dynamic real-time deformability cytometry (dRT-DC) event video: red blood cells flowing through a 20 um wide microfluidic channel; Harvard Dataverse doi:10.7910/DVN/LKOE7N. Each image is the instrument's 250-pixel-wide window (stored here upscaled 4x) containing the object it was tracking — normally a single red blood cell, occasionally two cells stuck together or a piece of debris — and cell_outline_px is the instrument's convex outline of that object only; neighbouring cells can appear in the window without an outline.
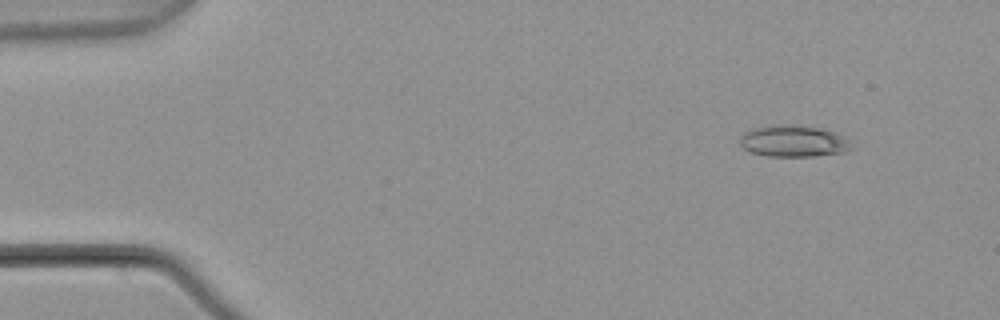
{"species": "common noctule bat (a hibernating species)", "species_latin": "Nyctalus noctula", "temperature_condition": "warm", "stored_images_in_passage": 4, "camera_frame_rate_fps": 3000, "um_per_image_px": 0.085, "animal": {"sex": "male", "body_mass_g": 21.5, "forearm_length_mm": 52.0}, "frame": {"image": 1, "passage_image": 2, "time_ms": 0.333, "image_size_px": [1000, 320], "cell_outline_px": [[856, 148], [844, 152], [812, 156], [768, 156], [752, 152], [744, 148], [740, 144], [740, 136], [744, 132], [756, 128], [772, 124], [784, 124], [820, 128], [832, 132], [848, 140]], "centroid_in_image_um": [67.44, 12.0], "position_along_channel_um": 17.6, "area_um2": 20.35}}